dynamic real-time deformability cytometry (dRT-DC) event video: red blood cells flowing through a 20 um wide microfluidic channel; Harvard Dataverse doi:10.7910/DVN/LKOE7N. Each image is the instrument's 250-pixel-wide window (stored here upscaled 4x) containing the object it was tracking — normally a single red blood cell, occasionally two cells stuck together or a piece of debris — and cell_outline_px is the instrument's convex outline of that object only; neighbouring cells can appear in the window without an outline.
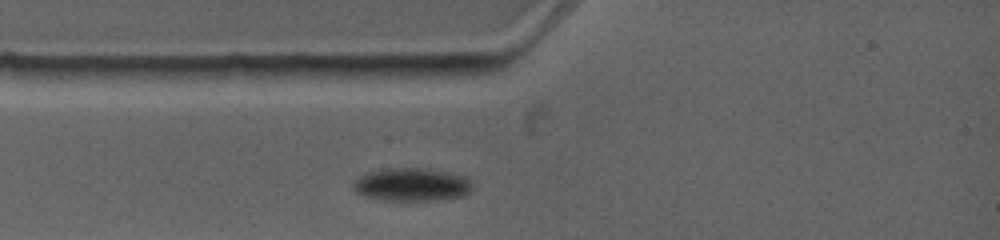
{"species": "common noctule bat (a hibernating species)", "species_latin": "Nyctalus noctula", "temperature_condition": "warm", "stored_images_in_passage": 1, "camera_frame_rate_fps": 4500, "um_per_image_px": 0.085, "animal": {"sex": "female", "body_mass_g": 19.0, "forearm_length_mm": 53.3}, "frame": {"image": 1, "passage_image": 1, "time_ms": 0.0, "image_size_px": [1000, 240], "cell_outline_px": [[472, 188], [464, 196], [440, 200], [384, 200], [364, 196], [356, 192], [352, 188], [352, 184], [360, 176], [368, 172], [392, 168], [420, 168], [444, 172], [460, 176], [468, 180]], "centroid_in_image_um": [34.95, 15.71], "position_along_channel_um": 50.1, "area_um2": 22.54}}